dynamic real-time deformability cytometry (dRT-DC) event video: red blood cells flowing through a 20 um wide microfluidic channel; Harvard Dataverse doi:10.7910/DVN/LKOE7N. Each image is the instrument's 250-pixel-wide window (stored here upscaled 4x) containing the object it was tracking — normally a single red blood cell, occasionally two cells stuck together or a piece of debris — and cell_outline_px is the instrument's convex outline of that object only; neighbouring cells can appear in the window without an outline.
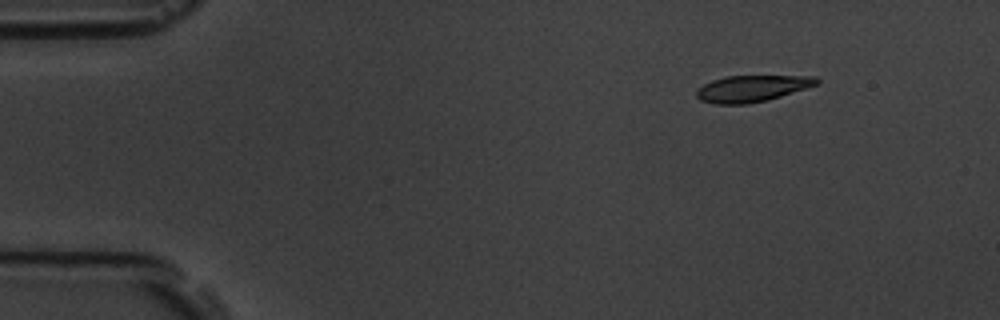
{"species": "common noctule bat (a hibernating species)", "species_latin": "Nyctalus noctula", "temperature_condition": "room temperature", "stored_images_in_passage": 11, "camera_frame_rate_fps": 3000, "um_per_image_px": 0.085, "animal": {"sex": "male", "body_mass_g": 19.5, "forearm_length_mm": 54.6}, "frame": {"image": 1, "passage_image": 2, "time_ms": 2.0, "image_size_px": [1000, 320], "cell_outline_px": [[820, 84], [780, 96], [748, 104], [716, 104], [700, 100], [696, 96], [696, 92], [704, 84], [712, 80], [724, 76], [816, 76], [820, 80]], "centroid_in_image_um": [63.93, 7.51], "position_along_channel_um": 21.1, "area_um2": 18.44}}
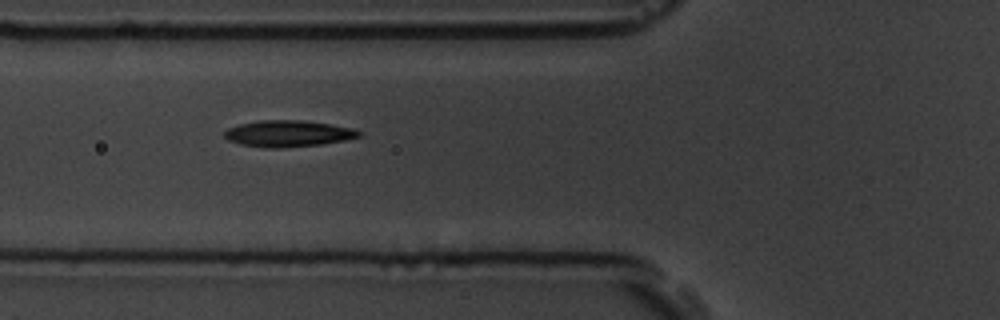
{"frame": {"image": 2, "passage_image": 6, "time_ms": 6.667, "image_size_px": [1000, 320], "cell_outline_px": [[364, 132], [360, 136], [344, 140], [320, 144], [280, 148], [264, 148], [240, 144], [228, 140], [224, 136], [224, 132], [228, 128], [240, 124], [260, 120], [300, 120], [328, 124], [352, 128]], "centroid_in_image_um": [24.47, 11.36], "position_along_channel_um": 101.3, "area_um2": 20.58}}
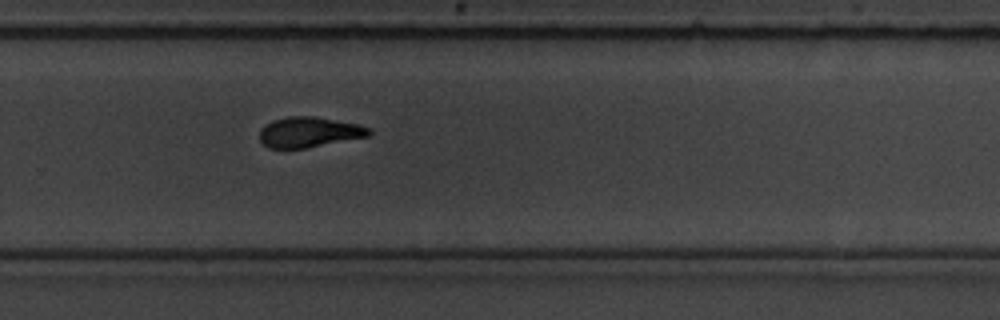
{"frame": {"image": 3, "passage_image": 11, "time_ms": 12.333, "image_size_px": [1000, 320], "cell_outline_px": [[372, 132], [368, 136], [304, 148], [268, 148], [260, 140], [260, 128], [272, 120], [288, 116], [316, 116], [356, 124], [372, 128]], "centroid_in_image_um": [26.25, 11.22], "position_along_channel_um": 303.5, "area_um2": 19.25}}